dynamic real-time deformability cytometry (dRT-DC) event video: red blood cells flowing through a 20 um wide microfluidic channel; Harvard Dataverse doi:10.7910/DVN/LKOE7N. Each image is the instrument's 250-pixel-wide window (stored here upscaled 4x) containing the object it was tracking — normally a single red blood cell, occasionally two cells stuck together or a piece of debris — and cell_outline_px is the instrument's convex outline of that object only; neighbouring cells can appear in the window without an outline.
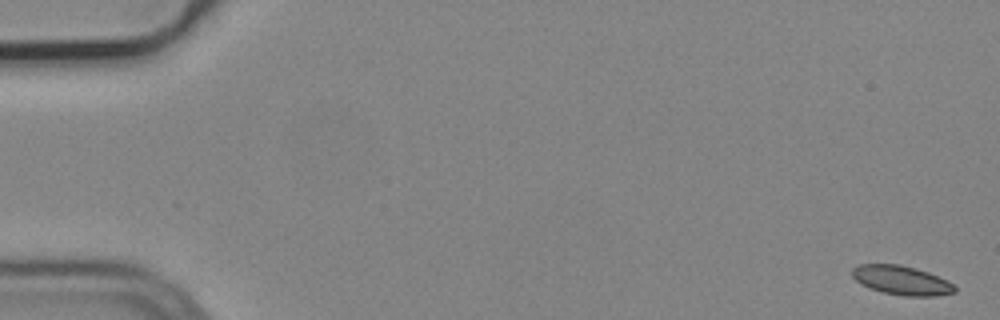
{"species": "common noctule bat (a hibernating species)", "species_latin": "Nyctalus noctula", "temperature_condition": "cold", "stored_images_in_passage": 7, "camera_frame_rate_fps": 3000, "um_per_image_px": 0.085, "animal": {"sex": "male", "body_mass_g": 19.2, "forearm_length_mm": 51.8}, "frame": {"image": 1, "passage_image": 1, "time_ms": 0.0, "image_size_px": [1000, 320], "cell_outline_px": [[956, 292], [936, 296], [904, 296], [884, 292], [868, 288], [860, 284], [852, 276], [852, 268], [860, 264], [900, 264], [916, 268], [928, 272], [948, 280], [956, 288]], "centroid_in_image_um": [76.63, 23.82], "position_along_channel_um": 8.4, "area_um2": 17.51}}
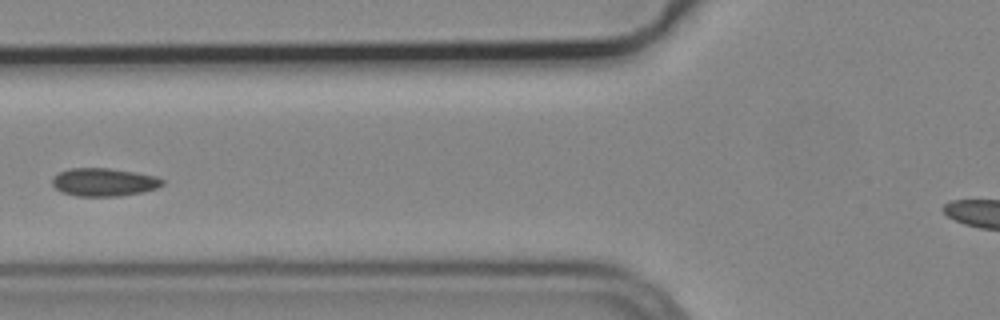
{"frame": {"image": 2, "passage_image": 6, "time_ms": 1.667, "image_size_px": [1000, 320], "cell_outline_px": [[164, 184], [156, 188], [144, 192], [116, 196], [76, 196], [64, 192], [56, 188], [52, 184], [52, 176], [68, 168], [108, 168], [136, 172], [156, 176], [164, 180]], "centroid_in_image_um": [8.84, 15.47], "position_along_channel_um": 117.0, "area_um2": 18.03}}
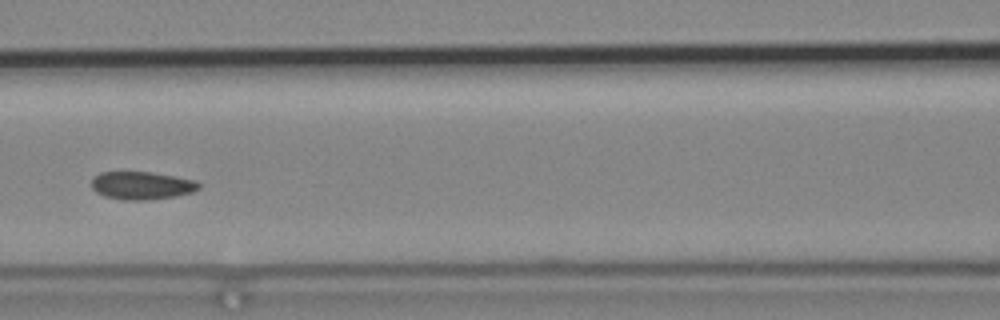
{"frame": {"image": 3, "passage_image": 7, "time_ms": 2.0, "image_size_px": [1000, 320], "cell_outline_px": [[200, 188], [192, 192], [176, 196], [144, 200], [124, 200], [104, 196], [96, 192], [92, 188], [92, 180], [100, 172], [152, 172], [196, 180], [200, 184]], "centroid_in_image_um": [12.06, 15.77], "position_along_channel_um": 154.5, "area_um2": 17.4}}